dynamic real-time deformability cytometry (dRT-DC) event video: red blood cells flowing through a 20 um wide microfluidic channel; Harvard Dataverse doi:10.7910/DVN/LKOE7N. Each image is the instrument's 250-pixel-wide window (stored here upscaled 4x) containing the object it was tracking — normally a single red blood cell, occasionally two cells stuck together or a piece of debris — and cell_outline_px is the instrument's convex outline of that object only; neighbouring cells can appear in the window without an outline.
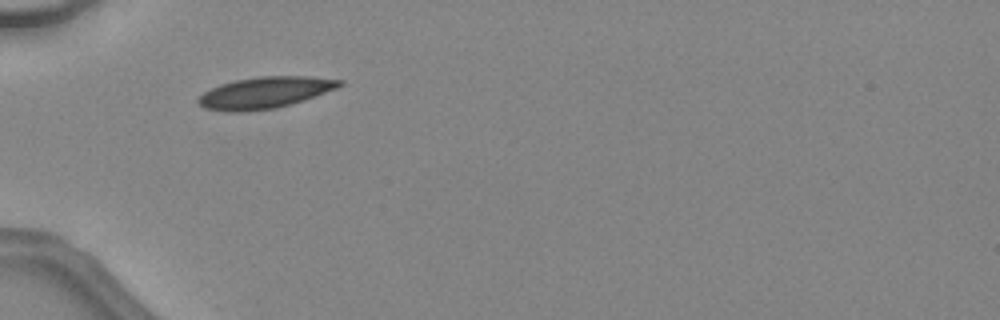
{"species": "common noctule bat (a hibernating species)", "species_latin": "Nyctalus noctula", "temperature_condition": "warm", "stored_images_in_passage": 24, "camera_frame_rate_fps": 3000, "um_per_image_px": 0.085, "animal": {"sex": "female", "body_mass_g": 24.6, "forearm_length_mm": 56.2}, "frame": {"image": 1, "passage_image": 1, "time_ms": 0.0, "image_size_px": [1000, 320], "cell_outline_px": [[344, 84], [336, 88], [304, 100], [292, 104], [276, 108], [240, 112], [232, 112], [204, 108], [196, 100], [204, 92], [220, 84], [236, 80], [260, 76], [308, 76], [344, 80]], "centroid_in_image_um": [22.53, 7.87], "position_along_channel_um": 62.5, "area_um2": 25.78}}
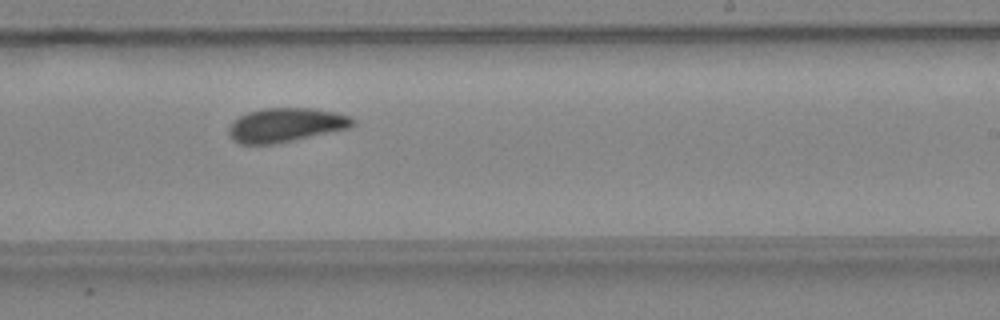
{"frame": {"image": 2, "passage_image": 15, "time_ms": 4.667, "image_size_px": [1000, 320], "cell_outline_px": [[356, 124], [352, 128], [276, 144], [240, 144], [232, 140], [228, 136], [228, 128], [232, 120], [248, 112], [260, 108], [316, 108], [336, 112], [352, 116], [356, 120]], "centroid_in_image_um": [24.32, 10.62], "position_along_channel_um": 264.7, "area_um2": 25.26}}
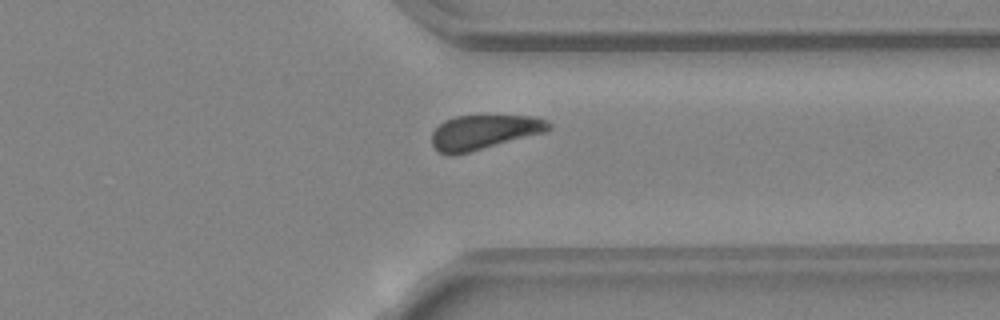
{"frame": {"image": 3, "passage_image": 22, "time_ms": 7.0, "image_size_px": [1000, 320], "cell_outline_px": [[552, 128], [548, 132], [452, 156], [444, 156], [432, 144], [432, 132], [444, 120], [456, 116], [480, 112], [496, 112], [540, 116], [548, 120], [552, 124]], "centroid_in_image_um": [41.24, 11.14], "position_along_channel_um": 370.2, "area_um2": 25.2}, "authors_computed_cell_mechanics": {"area_um2": 25.2875, "velocity_mm_per_s": 4.5256, "shape_relaxation_time_tau1_ms": 4.7406, "shape_relaxation_time_tau2_ms": 5.4793, "deformation_change_tau1": 0.1316, "deformation_change_tau2": 0.0914}}